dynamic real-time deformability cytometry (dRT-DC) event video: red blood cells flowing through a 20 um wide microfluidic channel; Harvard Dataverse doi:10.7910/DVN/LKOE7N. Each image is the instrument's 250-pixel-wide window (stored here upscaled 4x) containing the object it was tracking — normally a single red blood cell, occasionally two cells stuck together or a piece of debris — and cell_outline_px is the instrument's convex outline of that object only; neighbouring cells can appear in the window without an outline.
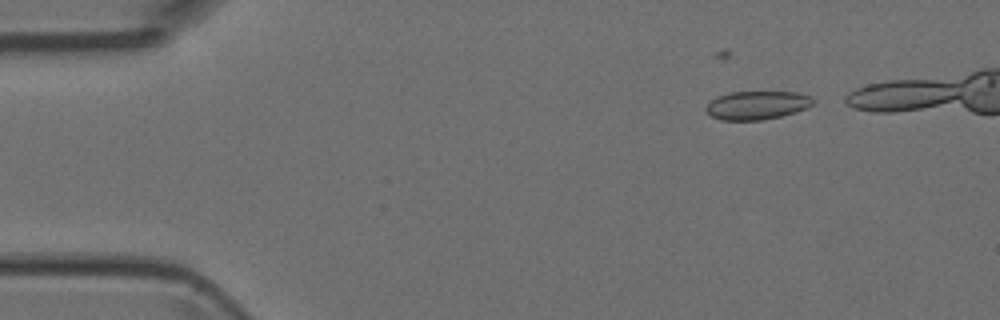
{"species": "Egyptian fruit bat (a non-hibernating species)", "species_latin": "Rousettus aegyptiacus", "temperature_condition": "room temperature", "stored_images_in_passage": 7, "camera_frame_rate_fps": 3000, "um_per_image_px": 0.085, "animal": {"sex": "female"}, "frame": {"image": 1, "passage_image": 2, "time_ms": 1.333, "image_size_px": [1000, 320], "cell_outline_px": [[816, 104], [808, 108], [796, 112], [764, 120], [720, 120], [712, 116], [704, 108], [716, 96], [728, 92], [796, 92], [812, 96], [816, 100]], "centroid_in_image_um": [64.4, 8.94], "position_along_channel_um": 20.6, "area_um2": 18.03}}
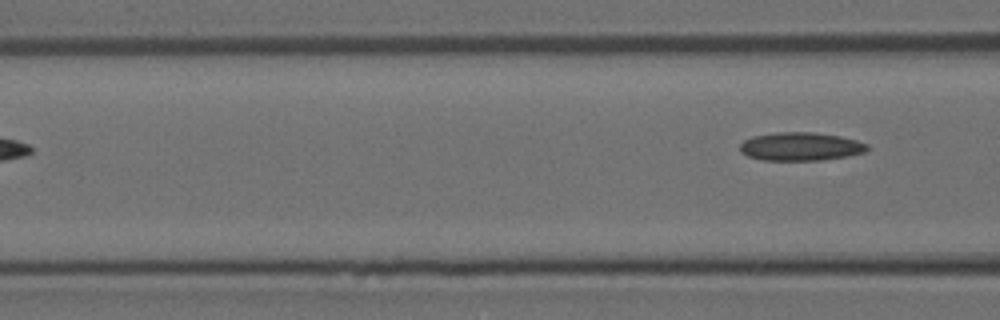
{"frame": {"image": 2, "passage_image": 7, "time_ms": 7.0, "image_size_px": [1000, 320], "cell_outline_px": [[868, 148], [864, 152], [848, 156], [820, 160], [764, 160], [748, 156], [740, 152], [740, 144], [744, 140], [752, 136], [776, 132], [812, 132], [840, 136], [856, 140], [868, 144]], "centroid_in_image_um": [68.03, 12.45], "position_along_channel_um": 98.6, "area_um2": 20.98}}